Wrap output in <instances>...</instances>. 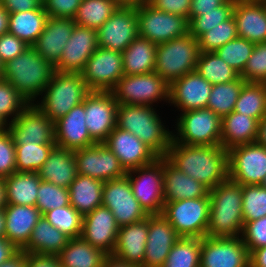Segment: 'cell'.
I'll list each match as a JSON object with an SVG mask.
<instances>
[{"instance_id":"obj_47","label":"cell","mask_w":266,"mask_h":267,"mask_svg":"<svg viewBox=\"0 0 266 267\" xmlns=\"http://www.w3.org/2000/svg\"><path fill=\"white\" fill-rule=\"evenodd\" d=\"M255 44L237 37L215 51L216 55L241 74L252 54Z\"/></svg>"},{"instance_id":"obj_19","label":"cell","mask_w":266,"mask_h":267,"mask_svg":"<svg viewBox=\"0 0 266 267\" xmlns=\"http://www.w3.org/2000/svg\"><path fill=\"white\" fill-rule=\"evenodd\" d=\"M138 36L136 7H122L97 30L98 46L122 53Z\"/></svg>"},{"instance_id":"obj_9","label":"cell","mask_w":266,"mask_h":267,"mask_svg":"<svg viewBox=\"0 0 266 267\" xmlns=\"http://www.w3.org/2000/svg\"><path fill=\"white\" fill-rule=\"evenodd\" d=\"M210 212V197L164 203L162 215L181 237L204 238Z\"/></svg>"},{"instance_id":"obj_61","label":"cell","mask_w":266,"mask_h":267,"mask_svg":"<svg viewBox=\"0 0 266 267\" xmlns=\"http://www.w3.org/2000/svg\"><path fill=\"white\" fill-rule=\"evenodd\" d=\"M19 249L6 237L0 238V264L11 258Z\"/></svg>"},{"instance_id":"obj_53","label":"cell","mask_w":266,"mask_h":267,"mask_svg":"<svg viewBox=\"0 0 266 267\" xmlns=\"http://www.w3.org/2000/svg\"><path fill=\"white\" fill-rule=\"evenodd\" d=\"M16 149L8 129L0 133V178H6L16 170Z\"/></svg>"},{"instance_id":"obj_20","label":"cell","mask_w":266,"mask_h":267,"mask_svg":"<svg viewBox=\"0 0 266 267\" xmlns=\"http://www.w3.org/2000/svg\"><path fill=\"white\" fill-rule=\"evenodd\" d=\"M120 161L126 172L153 163L159 156L134 134L117 126L103 142Z\"/></svg>"},{"instance_id":"obj_10","label":"cell","mask_w":266,"mask_h":267,"mask_svg":"<svg viewBox=\"0 0 266 267\" xmlns=\"http://www.w3.org/2000/svg\"><path fill=\"white\" fill-rule=\"evenodd\" d=\"M138 36L159 45L189 33L186 17L156 9L147 1L136 7Z\"/></svg>"},{"instance_id":"obj_59","label":"cell","mask_w":266,"mask_h":267,"mask_svg":"<svg viewBox=\"0 0 266 267\" xmlns=\"http://www.w3.org/2000/svg\"><path fill=\"white\" fill-rule=\"evenodd\" d=\"M26 267H61L55 255L27 253Z\"/></svg>"},{"instance_id":"obj_24","label":"cell","mask_w":266,"mask_h":267,"mask_svg":"<svg viewBox=\"0 0 266 267\" xmlns=\"http://www.w3.org/2000/svg\"><path fill=\"white\" fill-rule=\"evenodd\" d=\"M181 238L162 214L148 215V236L142 267H162Z\"/></svg>"},{"instance_id":"obj_60","label":"cell","mask_w":266,"mask_h":267,"mask_svg":"<svg viewBox=\"0 0 266 267\" xmlns=\"http://www.w3.org/2000/svg\"><path fill=\"white\" fill-rule=\"evenodd\" d=\"M227 0H191L189 21L200 15V11L213 10L216 7L223 5Z\"/></svg>"},{"instance_id":"obj_48","label":"cell","mask_w":266,"mask_h":267,"mask_svg":"<svg viewBox=\"0 0 266 267\" xmlns=\"http://www.w3.org/2000/svg\"><path fill=\"white\" fill-rule=\"evenodd\" d=\"M29 104L7 80L0 78V118L10 124Z\"/></svg>"},{"instance_id":"obj_21","label":"cell","mask_w":266,"mask_h":267,"mask_svg":"<svg viewBox=\"0 0 266 267\" xmlns=\"http://www.w3.org/2000/svg\"><path fill=\"white\" fill-rule=\"evenodd\" d=\"M213 85L196 70L170 83L169 106L179 112L207 108Z\"/></svg>"},{"instance_id":"obj_2","label":"cell","mask_w":266,"mask_h":267,"mask_svg":"<svg viewBox=\"0 0 266 267\" xmlns=\"http://www.w3.org/2000/svg\"><path fill=\"white\" fill-rule=\"evenodd\" d=\"M156 108L118 104L116 126L134 134L159 157H165L173 139V131L167 128Z\"/></svg>"},{"instance_id":"obj_13","label":"cell","mask_w":266,"mask_h":267,"mask_svg":"<svg viewBox=\"0 0 266 267\" xmlns=\"http://www.w3.org/2000/svg\"><path fill=\"white\" fill-rule=\"evenodd\" d=\"M80 74L91 91H112L124 75L122 53L98 47Z\"/></svg>"},{"instance_id":"obj_66","label":"cell","mask_w":266,"mask_h":267,"mask_svg":"<svg viewBox=\"0 0 266 267\" xmlns=\"http://www.w3.org/2000/svg\"><path fill=\"white\" fill-rule=\"evenodd\" d=\"M9 13L0 4V36L8 32Z\"/></svg>"},{"instance_id":"obj_27","label":"cell","mask_w":266,"mask_h":267,"mask_svg":"<svg viewBox=\"0 0 266 267\" xmlns=\"http://www.w3.org/2000/svg\"><path fill=\"white\" fill-rule=\"evenodd\" d=\"M75 25L73 18L48 17L43 32L32 47L54 66L60 60Z\"/></svg>"},{"instance_id":"obj_62","label":"cell","mask_w":266,"mask_h":267,"mask_svg":"<svg viewBox=\"0 0 266 267\" xmlns=\"http://www.w3.org/2000/svg\"><path fill=\"white\" fill-rule=\"evenodd\" d=\"M250 267H266V246L254 249L250 253Z\"/></svg>"},{"instance_id":"obj_56","label":"cell","mask_w":266,"mask_h":267,"mask_svg":"<svg viewBox=\"0 0 266 267\" xmlns=\"http://www.w3.org/2000/svg\"><path fill=\"white\" fill-rule=\"evenodd\" d=\"M82 0H42L48 17L74 18Z\"/></svg>"},{"instance_id":"obj_36","label":"cell","mask_w":266,"mask_h":267,"mask_svg":"<svg viewBox=\"0 0 266 267\" xmlns=\"http://www.w3.org/2000/svg\"><path fill=\"white\" fill-rule=\"evenodd\" d=\"M108 254L85 242L72 238L57 255L61 267H103Z\"/></svg>"},{"instance_id":"obj_68","label":"cell","mask_w":266,"mask_h":267,"mask_svg":"<svg viewBox=\"0 0 266 267\" xmlns=\"http://www.w3.org/2000/svg\"><path fill=\"white\" fill-rule=\"evenodd\" d=\"M6 203V192L4 185V178H0V209L5 208Z\"/></svg>"},{"instance_id":"obj_33","label":"cell","mask_w":266,"mask_h":267,"mask_svg":"<svg viewBox=\"0 0 266 267\" xmlns=\"http://www.w3.org/2000/svg\"><path fill=\"white\" fill-rule=\"evenodd\" d=\"M69 240V237L41 216L31 232L28 243L21 250L27 253L57 256Z\"/></svg>"},{"instance_id":"obj_30","label":"cell","mask_w":266,"mask_h":267,"mask_svg":"<svg viewBox=\"0 0 266 267\" xmlns=\"http://www.w3.org/2000/svg\"><path fill=\"white\" fill-rule=\"evenodd\" d=\"M164 201L209 197V189L163 157Z\"/></svg>"},{"instance_id":"obj_46","label":"cell","mask_w":266,"mask_h":267,"mask_svg":"<svg viewBox=\"0 0 266 267\" xmlns=\"http://www.w3.org/2000/svg\"><path fill=\"white\" fill-rule=\"evenodd\" d=\"M43 216L52 226L70 239L80 237L83 216L71 205L57 207L46 212Z\"/></svg>"},{"instance_id":"obj_70","label":"cell","mask_w":266,"mask_h":267,"mask_svg":"<svg viewBox=\"0 0 266 267\" xmlns=\"http://www.w3.org/2000/svg\"><path fill=\"white\" fill-rule=\"evenodd\" d=\"M6 129H8V124L0 118V133L4 132Z\"/></svg>"},{"instance_id":"obj_72","label":"cell","mask_w":266,"mask_h":267,"mask_svg":"<svg viewBox=\"0 0 266 267\" xmlns=\"http://www.w3.org/2000/svg\"><path fill=\"white\" fill-rule=\"evenodd\" d=\"M264 188H266V177L265 180L263 181V183L261 184Z\"/></svg>"},{"instance_id":"obj_6","label":"cell","mask_w":266,"mask_h":267,"mask_svg":"<svg viewBox=\"0 0 266 267\" xmlns=\"http://www.w3.org/2000/svg\"><path fill=\"white\" fill-rule=\"evenodd\" d=\"M200 54L198 40L189 33L157 45L154 72L169 84L195 71Z\"/></svg>"},{"instance_id":"obj_31","label":"cell","mask_w":266,"mask_h":267,"mask_svg":"<svg viewBox=\"0 0 266 267\" xmlns=\"http://www.w3.org/2000/svg\"><path fill=\"white\" fill-rule=\"evenodd\" d=\"M38 173L41 180L69 189L77 176L74 151L56 146Z\"/></svg>"},{"instance_id":"obj_16","label":"cell","mask_w":266,"mask_h":267,"mask_svg":"<svg viewBox=\"0 0 266 267\" xmlns=\"http://www.w3.org/2000/svg\"><path fill=\"white\" fill-rule=\"evenodd\" d=\"M118 102L112 91H91L85 98V122L91 138L103 143L116 127Z\"/></svg>"},{"instance_id":"obj_67","label":"cell","mask_w":266,"mask_h":267,"mask_svg":"<svg viewBox=\"0 0 266 267\" xmlns=\"http://www.w3.org/2000/svg\"><path fill=\"white\" fill-rule=\"evenodd\" d=\"M118 6L122 7H137L147 0H113Z\"/></svg>"},{"instance_id":"obj_14","label":"cell","mask_w":266,"mask_h":267,"mask_svg":"<svg viewBox=\"0 0 266 267\" xmlns=\"http://www.w3.org/2000/svg\"><path fill=\"white\" fill-rule=\"evenodd\" d=\"M200 267H250V252L241 237L201 238Z\"/></svg>"},{"instance_id":"obj_5","label":"cell","mask_w":266,"mask_h":267,"mask_svg":"<svg viewBox=\"0 0 266 267\" xmlns=\"http://www.w3.org/2000/svg\"><path fill=\"white\" fill-rule=\"evenodd\" d=\"M90 92L80 73L54 71L35 105L55 122L82 103Z\"/></svg>"},{"instance_id":"obj_64","label":"cell","mask_w":266,"mask_h":267,"mask_svg":"<svg viewBox=\"0 0 266 267\" xmlns=\"http://www.w3.org/2000/svg\"><path fill=\"white\" fill-rule=\"evenodd\" d=\"M103 267H138V266L135 264H130L128 262L120 260L111 254V255H108L107 258L105 259Z\"/></svg>"},{"instance_id":"obj_41","label":"cell","mask_w":266,"mask_h":267,"mask_svg":"<svg viewBox=\"0 0 266 267\" xmlns=\"http://www.w3.org/2000/svg\"><path fill=\"white\" fill-rule=\"evenodd\" d=\"M195 70L212 85L228 83L240 77L215 52H200Z\"/></svg>"},{"instance_id":"obj_40","label":"cell","mask_w":266,"mask_h":267,"mask_svg":"<svg viewBox=\"0 0 266 267\" xmlns=\"http://www.w3.org/2000/svg\"><path fill=\"white\" fill-rule=\"evenodd\" d=\"M118 7L113 0H82L73 19L77 25L98 30Z\"/></svg>"},{"instance_id":"obj_49","label":"cell","mask_w":266,"mask_h":267,"mask_svg":"<svg viewBox=\"0 0 266 267\" xmlns=\"http://www.w3.org/2000/svg\"><path fill=\"white\" fill-rule=\"evenodd\" d=\"M238 37L236 22L233 16L211 28L199 39L200 52H215L221 46Z\"/></svg>"},{"instance_id":"obj_63","label":"cell","mask_w":266,"mask_h":267,"mask_svg":"<svg viewBox=\"0 0 266 267\" xmlns=\"http://www.w3.org/2000/svg\"><path fill=\"white\" fill-rule=\"evenodd\" d=\"M27 252L19 250L11 258L0 264V267H26Z\"/></svg>"},{"instance_id":"obj_43","label":"cell","mask_w":266,"mask_h":267,"mask_svg":"<svg viewBox=\"0 0 266 267\" xmlns=\"http://www.w3.org/2000/svg\"><path fill=\"white\" fill-rule=\"evenodd\" d=\"M201 238L181 237L162 267H200Z\"/></svg>"},{"instance_id":"obj_71","label":"cell","mask_w":266,"mask_h":267,"mask_svg":"<svg viewBox=\"0 0 266 267\" xmlns=\"http://www.w3.org/2000/svg\"><path fill=\"white\" fill-rule=\"evenodd\" d=\"M3 71H4V64H3V62L0 60V78H1V76H2V74H3Z\"/></svg>"},{"instance_id":"obj_18","label":"cell","mask_w":266,"mask_h":267,"mask_svg":"<svg viewBox=\"0 0 266 267\" xmlns=\"http://www.w3.org/2000/svg\"><path fill=\"white\" fill-rule=\"evenodd\" d=\"M14 144H56L54 122L35 103H30L8 124Z\"/></svg>"},{"instance_id":"obj_12","label":"cell","mask_w":266,"mask_h":267,"mask_svg":"<svg viewBox=\"0 0 266 267\" xmlns=\"http://www.w3.org/2000/svg\"><path fill=\"white\" fill-rule=\"evenodd\" d=\"M266 177V147L254 143L228 150V178L244 185H261Z\"/></svg>"},{"instance_id":"obj_58","label":"cell","mask_w":266,"mask_h":267,"mask_svg":"<svg viewBox=\"0 0 266 267\" xmlns=\"http://www.w3.org/2000/svg\"><path fill=\"white\" fill-rule=\"evenodd\" d=\"M0 4L8 13L29 11L43 6L42 0H0Z\"/></svg>"},{"instance_id":"obj_17","label":"cell","mask_w":266,"mask_h":267,"mask_svg":"<svg viewBox=\"0 0 266 267\" xmlns=\"http://www.w3.org/2000/svg\"><path fill=\"white\" fill-rule=\"evenodd\" d=\"M74 154L77 174L90 176L102 182L119 179L127 174L117 156L104 143L75 150Z\"/></svg>"},{"instance_id":"obj_44","label":"cell","mask_w":266,"mask_h":267,"mask_svg":"<svg viewBox=\"0 0 266 267\" xmlns=\"http://www.w3.org/2000/svg\"><path fill=\"white\" fill-rule=\"evenodd\" d=\"M56 144H15L17 172H38Z\"/></svg>"},{"instance_id":"obj_39","label":"cell","mask_w":266,"mask_h":267,"mask_svg":"<svg viewBox=\"0 0 266 267\" xmlns=\"http://www.w3.org/2000/svg\"><path fill=\"white\" fill-rule=\"evenodd\" d=\"M233 111L260 121L266 115V83L245 82Z\"/></svg>"},{"instance_id":"obj_3","label":"cell","mask_w":266,"mask_h":267,"mask_svg":"<svg viewBox=\"0 0 266 267\" xmlns=\"http://www.w3.org/2000/svg\"><path fill=\"white\" fill-rule=\"evenodd\" d=\"M209 197L210 212L206 236L241 237L244 226L242 185L227 178L209 190Z\"/></svg>"},{"instance_id":"obj_65","label":"cell","mask_w":266,"mask_h":267,"mask_svg":"<svg viewBox=\"0 0 266 267\" xmlns=\"http://www.w3.org/2000/svg\"><path fill=\"white\" fill-rule=\"evenodd\" d=\"M255 142L266 147V115L258 123V134Z\"/></svg>"},{"instance_id":"obj_15","label":"cell","mask_w":266,"mask_h":267,"mask_svg":"<svg viewBox=\"0 0 266 267\" xmlns=\"http://www.w3.org/2000/svg\"><path fill=\"white\" fill-rule=\"evenodd\" d=\"M102 206L112 212L119 227L139 222L148 216L134 197L127 176L104 182Z\"/></svg>"},{"instance_id":"obj_4","label":"cell","mask_w":266,"mask_h":267,"mask_svg":"<svg viewBox=\"0 0 266 267\" xmlns=\"http://www.w3.org/2000/svg\"><path fill=\"white\" fill-rule=\"evenodd\" d=\"M54 71V66L30 46L4 64L1 78L7 80L29 103H35L49 84Z\"/></svg>"},{"instance_id":"obj_45","label":"cell","mask_w":266,"mask_h":267,"mask_svg":"<svg viewBox=\"0 0 266 267\" xmlns=\"http://www.w3.org/2000/svg\"><path fill=\"white\" fill-rule=\"evenodd\" d=\"M235 1L227 0L223 5L209 11H200V15L189 21V34L199 39L204 33L211 30L232 16Z\"/></svg>"},{"instance_id":"obj_57","label":"cell","mask_w":266,"mask_h":267,"mask_svg":"<svg viewBox=\"0 0 266 267\" xmlns=\"http://www.w3.org/2000/svg\"><path fill=\"white\" fill-rule=\"evenodd\" d=\"M158 10L186 17L189 20L191 0H147Z\"/></svg>"},{"instance_id":"obj_1","label":"cell","mask_w":266,"mask_h":267,"mask_svg":"<svg viewBox=\"0 0 266 267\" xmlns=\"http://www.w3.org/2000/svg\"><path fill=\"white\" fill-rule=\"evenodd\" d=\"M165 158L209 190L228 178V150L221 145H186L172 139Z\"/></svg>"},{"instance_id":"obj_22","label":"cell","mask_w":266,"mask_h":267,"mask_svg":"<svg viewBox=\"0 0 266 267\" xmlns=\"http://www.w3.org/2000/svg\"><path fill=\"white\" fill-rule=\"evenodd\" d=\"M98 47L97 30L76 24L54 70L80 73Z\"/></svg>"},{"instance_id":"obj_50","label":"cell","mask_w":266,"mask_h":267,"mask_svg":"<svg viewBox=\"0 0 266 267\" xmlns=\"http://www.w3.org/2000/svg\"><path fill=\"white\" fill-rule=\"evenodd\" d=\"M243 221L251 222L266 216V188L262 185L242 186Z\"/></svg>"},{"instance_id":"obj_55","label":"cell","mask_w":266,"mask_h":267,"mask_svg":"<svg viewBox=\"0 0 266 267\" xmlns=\"http://www.w3.org/2000/svg\"><path fill=\"white\" fill-rule=\"evenodd\" d=\"M30 46L9 32L0 36V60L5 64L26 51Z\"/></svg>"},{"instance_id":"obj_51","label":"cell","mask_w":266,"mask_h":267,"mask_svg":"<svg viewBox=\"0 0 266 267\" xmlns=\"http://www.w3.org/2000/svg\"><path fill=\"white\" fill-rule=\"evenodd\" d=\"M36 207L43 216L55 208L70 205L69 189L41 180L37 192Z\"/></svg>"},{"instance_id":"obj_69","label":"cell","mask_w":266,"mask_h":267,"mask_svg":"<svg viewBox=\"0 0 266 267\" xmlns=\"http://www.w3.org/2000/svg\"><path fill=\"white\" fill-rule=\"evenodd\" d=\"M5 237V214L4 208L0 209V238Z\"/></svg>"},{"instance_id":"obj_37","label":"cell","mask_w":266,"mask_h":267,"mask_svg":"<svg viewBox=\"0 0 266 267\" xmlns=\"http://www.w3.org/2000/svg\"><path fill=\"white\" fill-rule=\"evenodd\" d=\"M41 179L38 172H14L4 178L6 203L36 206Z\"/></svg>"},{"instance_id":"obj_11","label":"cell","mask_w":266,"mask_h":267,"mask_svg":"<svg viewBox=\"0 0 266 267\" xmlns=\"http://www.w3.org/2000/svg\"><path fill=\"white\" fill-rule=\"evenodd\" d=\"M134 197L148 215L162 214L164 208L163 157L127 172Z\"/></svg>"},{"instance_id":"obj_29","label":"cell","mask_w":266,"mask_h":267,"mask_svg":"<svg viewBox=\"0 0 266 267\" xmlns=\"http://www.w3.org/2000/svg\"><path fill=\"white\" fill-rule=\"evenodd\" d=\"M5 214V237L21 250L30 238L41 213L36 206L7 204Z\"/></svg>"},{"instance_id":"obj_35","label":"cell","mask_w":266,"mask_h":267,"mask_svg":"<svg viewBox=\"0 0 266 267\" xmlns=\"http://www.w3.org/2000/svg\"><path fill=\"white\" fill-rule=\"evenodd\" d=\"M157 45L137 36L122 52L124 75H139L153 72L156 64Z\"/></svg>"},{"instance_id":"obj_54","label":"cell","mask_w":266,"mask_h":267,"mask_svg":"<svg viewBox=\"0 0 266 267\" xmlns=\"http://www.w3.org/2000/svg\"><path fill=\"white\" fill-rule=\"evenodd\" d=\"M241 239L250 253L254 249L266 246V216L244 223Z\"/></svg>"},{"instance_id":"obj_7","label":"cell","mask_w":266,"mask_h":267,"mask_svg":"<svg viewBox=\"0 0 266 267\" xmlns=\"http://www.w3.org/2000/svg\"><path fill=\"white\" fill-rule=\"evenodd\" d=\"M169 89L170 84L153 71L123 75L112 93L118 104L157 107L159 102L169 103Z\"/></svg>"},{"instance_id":"obj_28","label":"cell","mask_w":266,"mask_h":267,"mask_svg":"<svg viewBox=\"0 0 266 267\" xmlns=\"http://www.w3.org/2000/svg\"><path fill=\"white\" fill-rule=\"evenodd\" d=\"M147 236L148 216L139 222L120 227L116 247L112 255L120 260L142 267Z\"/></svg>"},{"instance_id":"obj_32","label":"cell","mask_w":266,"mask_h":267,"mask_svg":"<svg viewBox=\"0 0 266 267\" xmlns=\"http://www.w3.org/2000/svg\"><path fill=\"white\" fill-rule=\"evenodd\" d=\"M256 118L232 111L222 118L221 122V146L225 150L232 147L254 143L258 134Z\"/></svg>"},{"instance_id":"obj_38","label":"cell","mask_w":266,"mask_h":267,"mask_svg":"<svg viewBox=\"0 0 266 267\" xmlns=\"http://www.w3.org/2000/svg\"><path fill=\"white\" fill-rule=\"evenodd\" d=\"M48 19L44 7L29 11L9 13L8 32L33 46L43 32Z\"/></svg>"},{"instance_id":"obj_25","label":"cell","mask_w":266,"mask_h":267,"mask_svg":"<svg viewBox=\"0 0 266 267\" xmlns=\"http://www.w3.org/2000/svg\"><path fill=\"white\" fill-rule=\"evenodd\" d=\"M54 131L59 148L75 151L96 144L85 122V99L54 122Z\"/></svg>"},{"instance_id":"obj_8","label":"cell","mask_w":266,"mask_h":267,"mask_svg":"<svg viewBox=\"0 0 266 267\" xmlns=\"http://www.w3.org/2000/svg\"><path fill=\"white\" fill-rule=\"evenodd\" d=\"M173 140L186 145H221L222 119L208 108L178 113Z\"/></svg>"},{"instance_id":"obj_42","label":"cell","mask_w":266,"mask_h":267,"mask_svg":"<svg viewBox=\"0 0 266 267\" xmlns=\"http://www.w3.org/2000/svg\"><path fill=\"white\" fill-rule=\"evenodd\" d=\"M245 81L239 77L235 81L213 85L207 108L221 119L229 115L235 107L239 93Z\"/></svg>"},{"instance_id":"obj_52","label":"cell","mask_w":266,"mask_h":267,"mask_svg":"<svg viewBox=\"0 0 266 267\" xmlns=\"http://www.w3.org/2000/svg\"><path fill=\"white\" fill-rule=\"evenodd\" d=\"M240 77L245 82L266 83V42L255 44Z\"/></svg>"},{"instance_id":"obj_34","label":"cell","mask_w":266,"mask_h":267,"mask_svg":"<svg viewBox=\"0 0 266 267\" xmlns=\"http://www.w3.org/2000/svg\"><path fill=\"white\" fill-rule=\"evenodd\" d=\"M103 184L101 180L77 174L69 186L70 205L82 216L102 205Z\"/></svg>"},{"instance_id":"obj_26","label":"cell","mask_w":266,"mask_h":267,"mask_svg":"<svg viewBox=\"0 0 266 267\" xmlns=\"http://www.w3.org/2000/svg\"><path fill=\"white\" fill-rule=\"evenodd\" d=\"M232 16L236 22L238 37L254 44L266 42V3L264 1H237Z\"/></svg>"},{"instance_id":"obj_23","label":"cell","mask_w":266,"mask_h":267,"mask_svg":"<svg viewBox=\"0 0 266 267\" xmlns=\"http://www.w3.org/2000/svg\"><path fill=\"white\" fill-rule=\"evenodd\" d=\"M119 228L112 212L101 205L83 216L80 237L111 255L116 247Z\"/></svg>"}]
</instances>
